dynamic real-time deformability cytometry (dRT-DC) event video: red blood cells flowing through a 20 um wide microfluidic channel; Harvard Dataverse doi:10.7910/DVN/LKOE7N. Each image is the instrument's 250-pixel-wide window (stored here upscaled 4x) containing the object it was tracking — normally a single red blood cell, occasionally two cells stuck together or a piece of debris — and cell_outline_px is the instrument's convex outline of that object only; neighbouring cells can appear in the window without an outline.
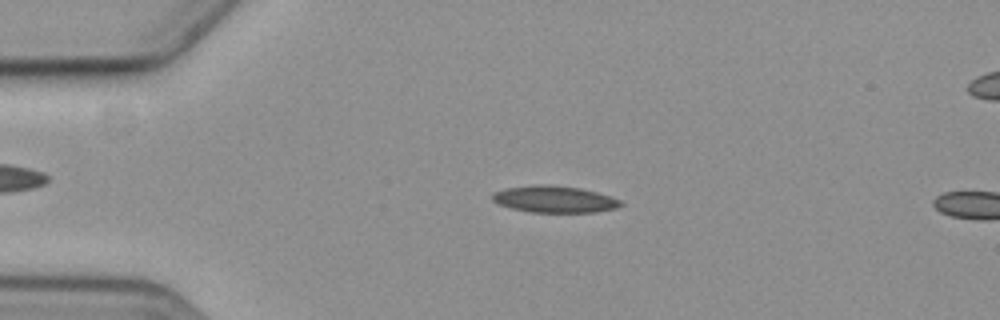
{"species": "common noctule bat (a hibernating species)", "species_latin": "Nyctalus noctula", "temperature_condition": "cold", "stored_images_in_passage": 4, "camera_frame_rate_fps": 3000, "um_per_image_px": 0.085, "animal": {"sex": "female", "body_mass_g": 19.3, "forearm_length_mm": 54.1}, "frame": {"image": 1, "passage_image": 3, "time_ms": 2.333, "image_size_px": [1000, 320], "cell_outline_px": [[624, 204], [616, 208], [596, 212], [528, 212], [496, 204], [492, 200], [492, 192], [504, 188], [532, 184], [548, 184], [580, 188], [596, 192], [620, 200]], "centroid_in_image_um": [47.06, 16.92], "position_along_channel_um": 37.9, "area_um2": 20.17}}